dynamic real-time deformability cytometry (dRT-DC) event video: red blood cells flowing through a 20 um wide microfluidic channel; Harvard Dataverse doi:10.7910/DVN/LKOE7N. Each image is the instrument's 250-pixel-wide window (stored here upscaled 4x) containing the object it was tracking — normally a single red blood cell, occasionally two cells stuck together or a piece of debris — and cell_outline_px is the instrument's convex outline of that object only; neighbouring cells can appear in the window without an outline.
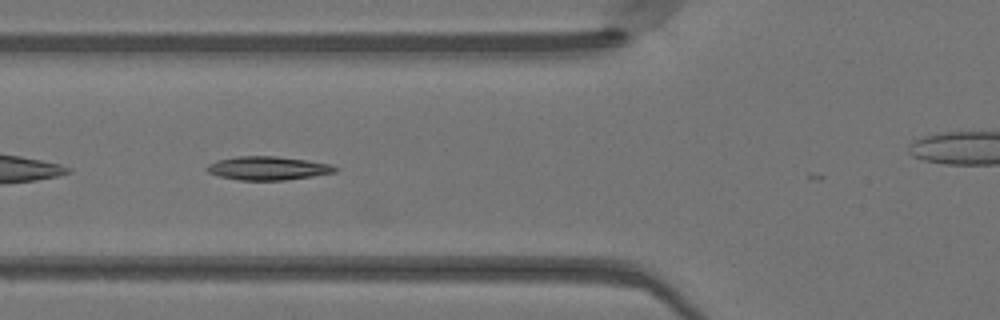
{"species": "Egyptian fruit bat (a non-hibernating species)", "species_latin": "Rousettus aegyptiacus", "temperature_condition": "warm", "stored_images_in_passage": 22, "camera_frame_rate_fps": 3000, "um_per_image_px": 0.085, "animal": {"sex": "female"}, "frame": {"image": 1, "passage_image": 4, "time_ms": 1.0, "image_size_px": [1000, 320], "cell_outline_px": [[340, 168], [336, 172], [312, 176], [284, 180], [240, 180], [220, 176], [208, 172], [204, 168], [208, 164], [216, 160], [236, 156], [276, 156], [308, 160], [332, 164]], "centroid_in_image_um": [22.78, 14.29], "position_along_channel_um": 103.0, "area_um2": 17.74}}
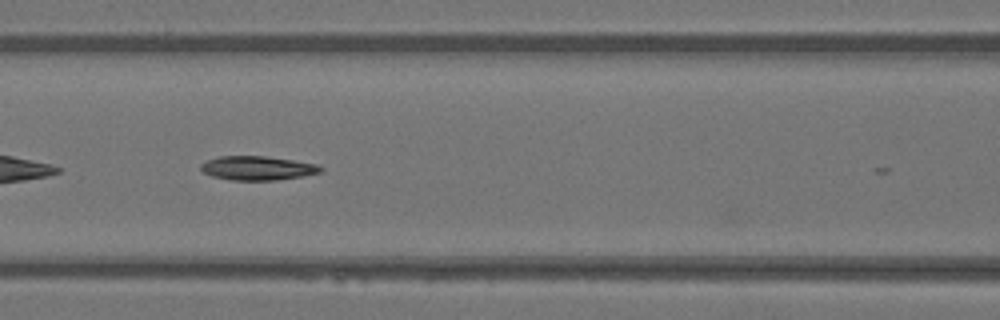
{"frame": {"image": 2, "passage_image": 7, "time_ms": 2.0, "image_size_px": [1000, 320], "cell_outline_px": [[324, 168], [320, 172], [300, 176], [276, 180], [232, 180], [212, 176], [204, 172], [200, 168], [200, 164], [208, 160], [220, 156], [264, 156], [292, 160], [316, 164]], "centroid_in_image_um": [21.86, 14.28], "position_along_channel_um": 144.7, "area_um2": 16.53}}
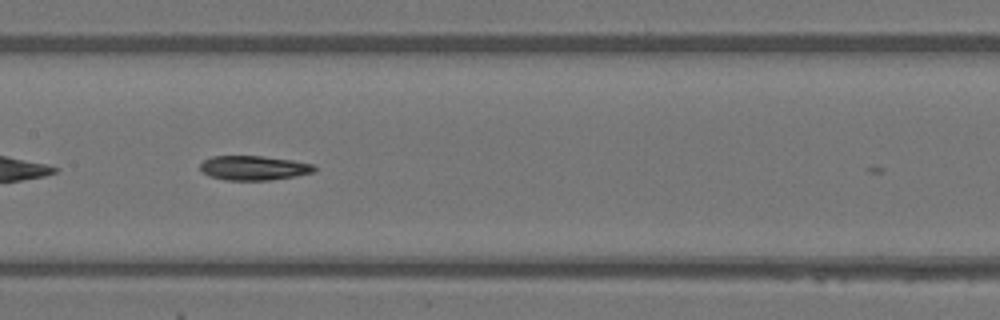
{"frame": {"image": 3, "passage_image": 10, "time_ms": 3.0, "image_size_px": [1000, 320], "cell_outline_px": [[316, 168], [312, 172], [296, 176], [272, 180], [224, 180], [208, 176], [200, 168], [200, 164], [204, 160], [212, 156], [260, 156], [292, 160], [312, 164]], "centroid_in_image_um": [21.54, 14.28], "position_along_channel_um": 185.9, "area_um2": 16.18}}